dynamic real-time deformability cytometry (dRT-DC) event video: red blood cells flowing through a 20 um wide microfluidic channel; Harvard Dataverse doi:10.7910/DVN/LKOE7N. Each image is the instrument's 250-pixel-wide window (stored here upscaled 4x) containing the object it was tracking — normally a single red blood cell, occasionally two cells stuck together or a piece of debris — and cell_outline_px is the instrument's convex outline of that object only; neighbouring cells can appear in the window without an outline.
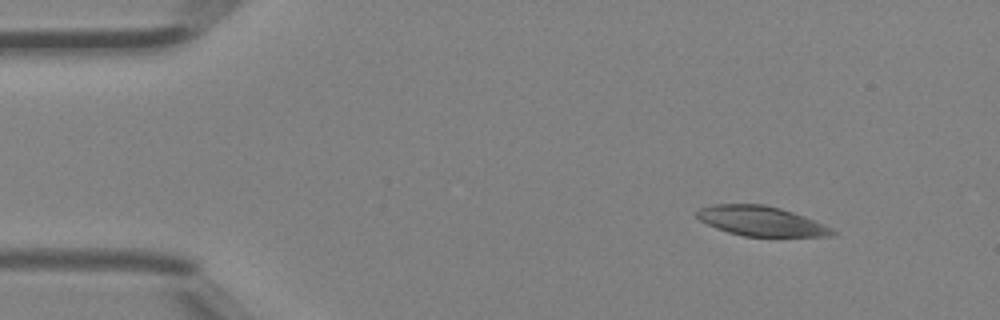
{"species": "Egyptian fruit bat (a non-hibernating species)", "species_latin": "Rousettus aegyptiacus", "temperature_condition": "room temperature", "stored_images_in_passage": 3, "camera_frame_rate_fps": 3000, "um_per_image_px": 0.085, "animal": {"sex": "female"}, "frame": {"image": 1, "passage_image": 1, "time_ms": 0.0, "image_size_px": [1000, 320], "cell_outline_px": [[840, 232], [836, 236], [744, 236], [728, 232], [716, 228], [700, 220], [696, 216], [696, 212], [700, 208], [712, 204], [764, 204], [780, 208], [804, 216], [824, 224]], "centroid_in_image_um": [64.73, 18.79], "position_along_channel_um": 20.3, "area_um2": 23.52}}